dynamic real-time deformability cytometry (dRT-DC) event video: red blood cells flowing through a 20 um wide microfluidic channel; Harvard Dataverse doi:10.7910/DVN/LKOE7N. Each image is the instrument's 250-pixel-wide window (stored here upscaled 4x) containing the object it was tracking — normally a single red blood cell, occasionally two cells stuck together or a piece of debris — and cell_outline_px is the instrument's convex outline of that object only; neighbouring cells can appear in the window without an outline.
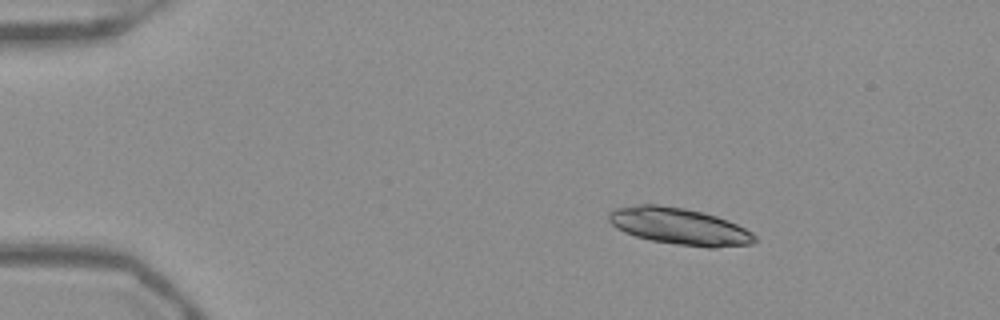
{"species": "Egyptian fruit bat (a non-hibernating species)", "species_latin": "Rousettus aegyptiacus", "temperature_condition": "warm", "stored_images_in_passage": 44, "camera_frame_rate_fps": 3000, "um_per_image_px": 0.085, "frame": {"image": 1, "passage_image": 1, "time_ms": 0.0, "image_size_px": [1000, 320], "cell_outline_px": [[756, 240], [752, 244], [716, 248], [708, 248], [676, 244], [652, 240], [636, 236], [624, 232], [616, 228], [608, 220], [608, 212], [612, 208], [640, 204], [656, 204], [684, 208], [716, 216], [728, 220], [752, 232], [756, 236]], "centroid_in_image_um": [57.73, 19.24], "position_along_channel_um": 27.3, "area_um2": 31.33}}
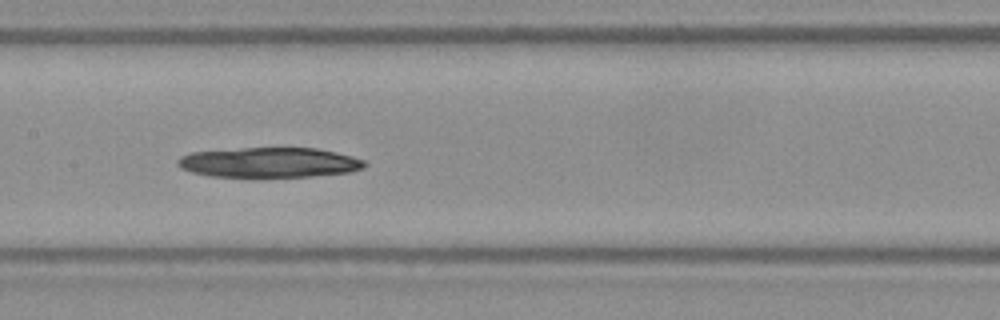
{"frame": {"image": 2, "passage_image": 19, "time_ms": 6.0, "image_size_px": [1000, 320], "cell_outline_px": [[368, 164], [364, 168], [348, 172], [312, 176], [248, 180], [208, 176], [192, 172], [180, 168], [176, 164], [176, 160], [180, 156], [192, 152], [240, 148], [316, 148], [336, 152], [352, 156], [364, 160]], "centroid_in_image_um": [22.83, 13.85], "position_along_channel_um": 184.6, "area_um2": 34.04}}
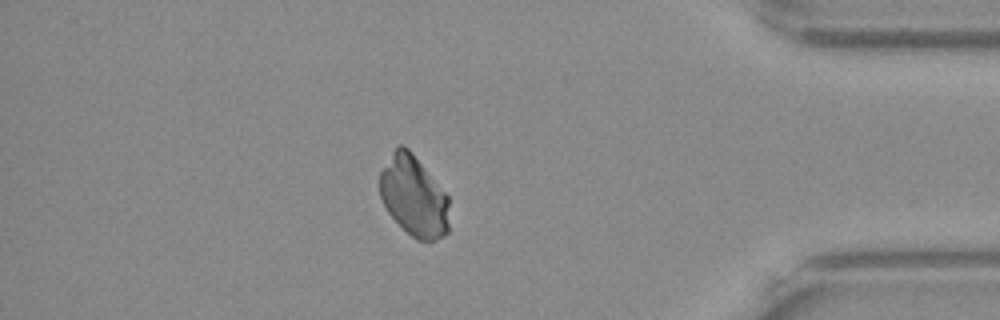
{"frame": {"image": 3, "passage_image": 38, "time_ms": 12.333, "image_size_px": [1000, 320], "cell_outline_px": [[448, 232], [444, 236], [436, 240], [416, 240], [388, 212], [380, 196], [380, 172], [396, 144], [404, 144], [412, 152], [448, 196]], "centroid_in_image_um": [35.16, 16.65], "position_along_channel_um": 400.0, "area_um2": 32.31}}